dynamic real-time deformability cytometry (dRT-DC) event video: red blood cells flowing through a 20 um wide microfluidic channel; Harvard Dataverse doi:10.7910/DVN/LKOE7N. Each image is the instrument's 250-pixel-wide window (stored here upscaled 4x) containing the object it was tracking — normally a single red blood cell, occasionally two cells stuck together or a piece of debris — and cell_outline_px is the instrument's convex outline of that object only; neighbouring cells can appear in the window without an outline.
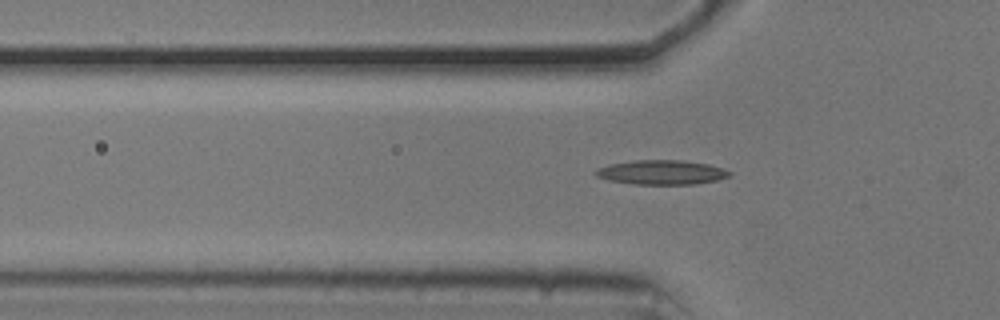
{"species": "common noctule bat (a hibernating species)", "species_latin": "Nyctalus noctula", "temperature_condition": "cold", "stored_images_in_passage": 41, "camera_frame_rate_fps": 3000, "um_per_image_px": 0.085, "animal": {"sex": "male", "body_mass_g": 20.5, "forearm_length_mm": 52.5}, "frame": {"image": 1, "passage_image": 11, "time_ms": 3.333, "image_size_px": [1000, 320], "cell_outline_px": [[732, 176], [716, 180], [696, 184], [632, 184], [608, 180], [596, 176], [596, 168], [608, 164], [636, 160], [684, 160], [708, 164], [724, 168], [732, 172]], "centroid_in_image_um": [56.26, 14.64], "position_along_channel_um": 69.5, "area_um2": 19.19}}
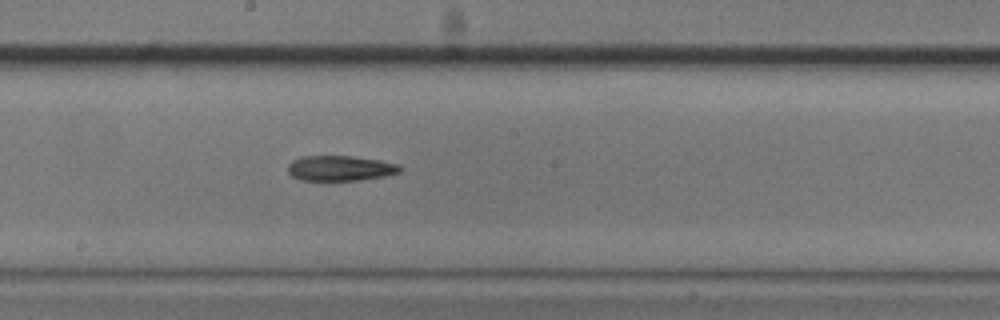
{"frame": {"image": 2, "passage_image": 23, "time_ms": 7.333, "image_size_px": [1000, 320], "cell_outline_px": [[400, 172], [384, 176], [360, 180], [300, 180], [292, 176], [288, 172], [288, 164], [292, 160], [300, 156], [352, 156], [380, 160], [400, 164]], "centroid_in_image_um": [28.9, 14.29], "position_along_channel_um": 219.3, "area_um2": 16.53}}
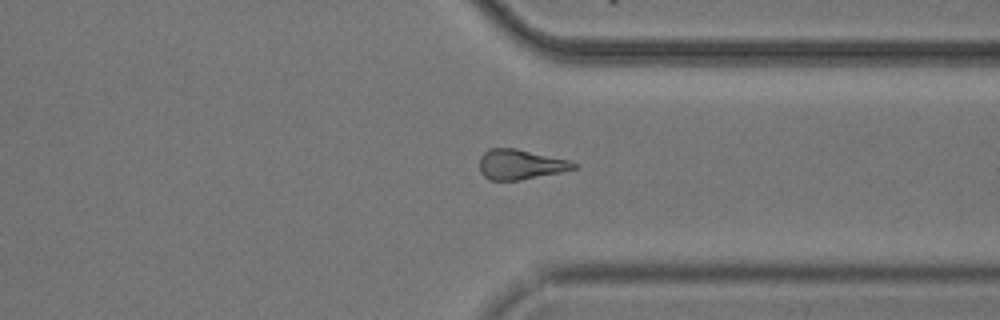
{"frame": {"image": 3, "passage_image": 35, "time_ms": 11.333, "image_size_px": [1000, 320], "cell_outline_px": [[576, 168], [564, 172], [520, 180], [488, 180], [480, 172], [480, 156], [488, 148], [516, 148], [568, 160], [576, 164]], "centroid_in_image_um": [44.21, 13.98], "position_along_channel_um": 367.2, "area_um2": 16.53}}